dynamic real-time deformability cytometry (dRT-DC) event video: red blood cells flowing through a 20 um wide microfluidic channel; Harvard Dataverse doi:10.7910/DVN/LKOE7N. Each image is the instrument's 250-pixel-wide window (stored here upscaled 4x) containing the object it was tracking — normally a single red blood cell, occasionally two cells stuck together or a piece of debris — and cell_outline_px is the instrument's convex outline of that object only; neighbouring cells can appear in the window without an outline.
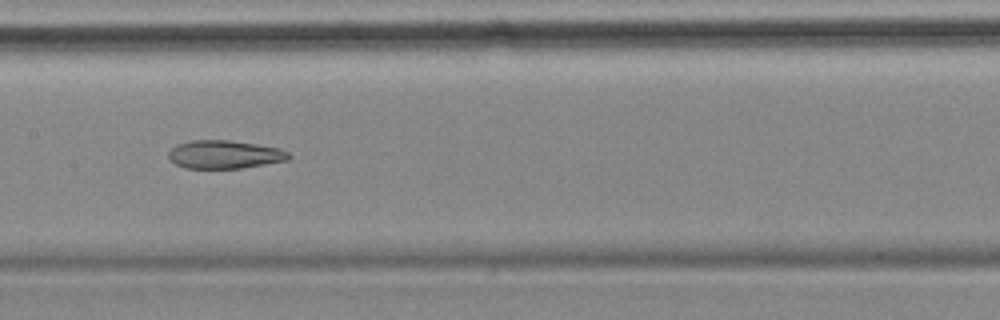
{"species": "common noctule bat (a hibernating species)", "species_latin": "Nyctalus noctula", "temperature_condition": "cold", "stored_images_in_passage": 5, "camera_frame_rate_fps": 3000, "um_per_image_px": 0.085, "animal": {"sex": "female", "body_mass_g": 18.4}, "frame": {"image": 1, "passage_image": 5, "time_ms": 4.667, "image_size_px": [1000, 320], "cell_outline_px": [[292, 156], [288, 160], [240, 168], [184, 168], [168, 160], [168, 152], [176, 144], [192, 140], [228, 140], [256, 144], [280, 148], [288, 152]], "centroid_in_image_um": [19.06, 13.13], "position_along_channel_um": 188.3, "area_um2": 19.83}}